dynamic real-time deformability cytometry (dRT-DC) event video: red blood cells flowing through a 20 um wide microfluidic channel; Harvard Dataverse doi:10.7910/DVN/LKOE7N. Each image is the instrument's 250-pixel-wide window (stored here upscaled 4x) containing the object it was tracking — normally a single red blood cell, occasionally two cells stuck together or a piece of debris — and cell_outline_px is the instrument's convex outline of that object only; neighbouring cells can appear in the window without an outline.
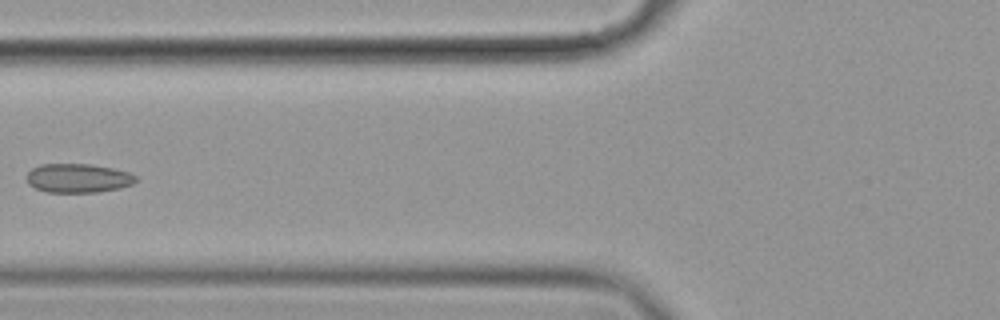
{"species": "common noctule bat (a hibernating species)", "species_latin": "Nyctalus noctula", "temperature_condition": "cold", "stored_images_in_passage": 9, "camera_frame_rate_fps": 3000, "um_per_image_px": 0.085, "animal": {"sex": "female", "body_mass_g": 19.9}, "frame": {"image": 1, "passage_image": 4, "time_ms": 1.0, "image_size_px": [1000, 320], "cell_outline_px": [[136, 180], [132, 184], [120, 188], [96, 192], [48, 192], [36, 188], [28, 184], [28, 172], [32, 168], [40, 164], [92, 164], [112, 168], [128, 172], [136, 176]], "centroid_in_image_um": [6.64, 15.14], "position_along_channel_um": 119.2, "area_um2": 18.32}}
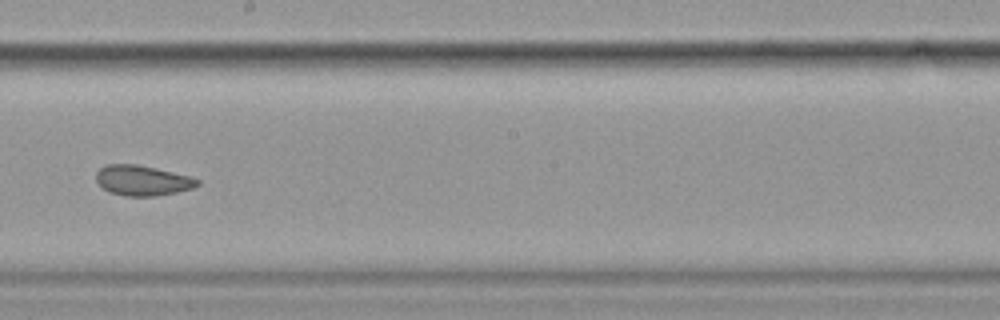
{"frame": {"image": 2, "passage_image": 7, "time_ms": 2.0, "image_size_px": [1000, 320], "cell_outline_px": [[200, 184], [192, 188], [176, 192], [156, 196], [124, 196], [108, 192], [96, 180], [96, 172], [104, 164], [136, 164], [156, 168], [192, 176], [200, 180]], "centroid_in_image_um": [12.11, 15.33], "position_along_channel_um": 236.1, "area_um2": 17.98}}
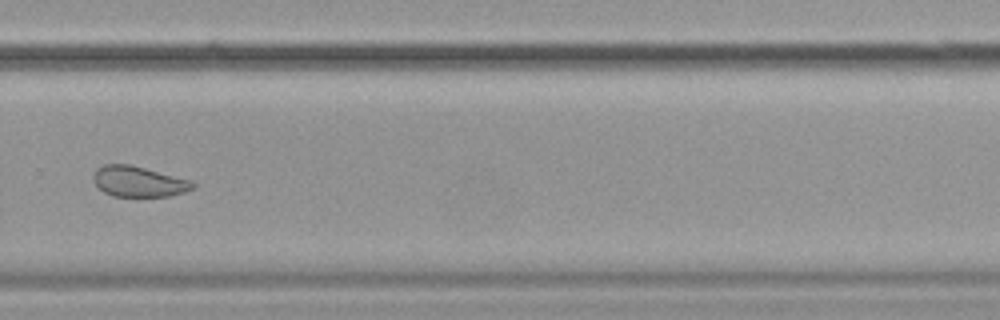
{"frame": {"image": 3, "passage_image": 9, "time_ms": 2.667, "image_size_px": [1000, 320], "cell_outline_px": [[196, 188], [184, 192], [168, 196], [112, 196], [104, 192], [92, 180], [92, 176], [96, 168], [104, 164], [128, 164], [192, 180], [196, 184]], "centroid_in_image_um": [11.79, 15.43], "position_along_channel_um": 318.0, "area_um2": 17.74}}